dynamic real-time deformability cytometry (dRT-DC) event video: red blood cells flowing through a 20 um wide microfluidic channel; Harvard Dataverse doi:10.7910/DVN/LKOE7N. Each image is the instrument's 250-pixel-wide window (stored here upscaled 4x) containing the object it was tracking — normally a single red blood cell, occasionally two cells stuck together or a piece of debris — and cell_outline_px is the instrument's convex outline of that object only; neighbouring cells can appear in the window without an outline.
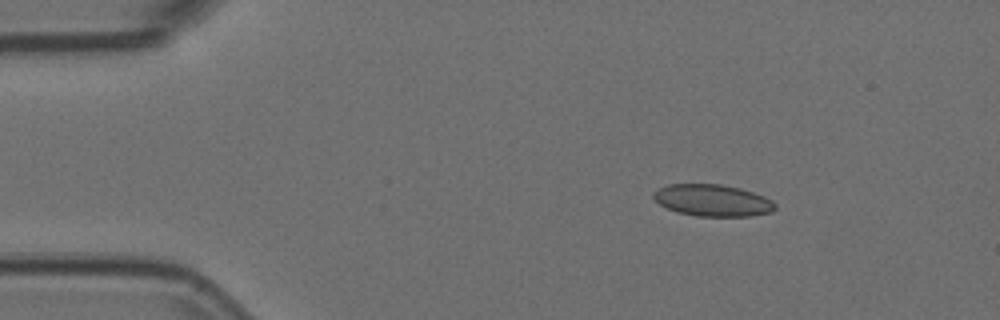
{"species": "Egyptian fruit bat (a non-hibernating species)", "species_latin": "Rousettus aegyptiacus", "temperature_condition": "room temperature", "stored_images_in_passage": 54, "camera_frame_rate_fps": 3000, "um_per_image_px": 0.085, "animal": {"sex": "female"}, "frame": {"image": 1, "passage_image": 8, "time_ms": 2.333, "image_size_px": [1000, 320], "cell_outline_px": [[776, 208], [772, 212], [752, 216], [696, 216], [676, 212], [660, 204], [652, 196], [652, 192], [668, 184], [720, 184], [740, 188], [764, 196], [772, 200], [776, 204]], "centroid_in_image_um": [60.58, 17.03], "position_along_channel_um": 24.4, "area_um2": 22.6}}
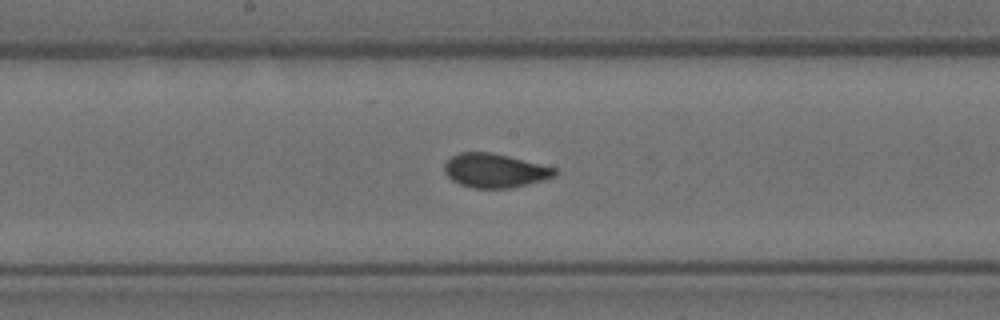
{"frame": {"image": 2, "passage_image": 28, "time_ms": 9.0, "image_size_px": [1000, 320], "cell_outline_px": [[556, 176], [528, 184], [512, 188], [472, 188], [460, 184], [452, 180], [444, 172], [444, 164], [452, 156], [460, 152], [488, 152], [508, 156], [556, 168]], "centroid_in_image_um": [42.04, 14.5], "position_along_channel_um": 206.2, "area_um2": 21.73}}
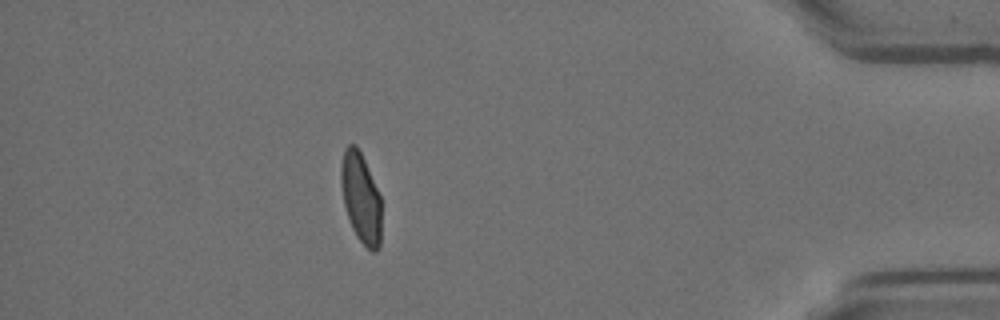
{"frame": {"image": 3, "passage_image": 48, "time_ms": 15.667, "image_size_px": [1000, 320], "cell_outline_px": [[380, 244], [376, 252], [372, 252], [356, 236], [352, 228], [344, 204], [340, 180], [340, 164], [344, 148], [348, 144], [356, 144], [364, 160], [380, 196]], "centroid_in_image_um": [30.65, 16.79], "position_along_channel_um": 404.6, "area_um2": 20.98}}